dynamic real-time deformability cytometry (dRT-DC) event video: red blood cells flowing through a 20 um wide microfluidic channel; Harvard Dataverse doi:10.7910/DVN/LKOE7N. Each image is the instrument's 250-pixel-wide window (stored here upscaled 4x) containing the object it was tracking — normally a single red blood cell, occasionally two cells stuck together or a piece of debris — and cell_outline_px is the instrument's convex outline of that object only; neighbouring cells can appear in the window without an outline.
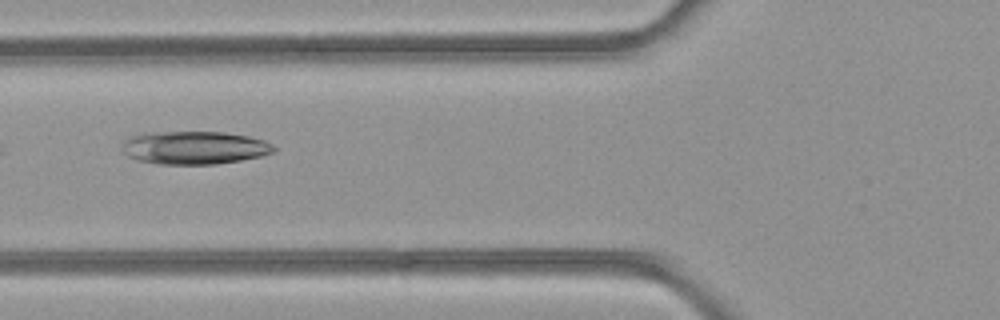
{"species": "common noctule bat (a hibernating species)", "species_latin": "Nyctalus noctula", "temperature_condition": "room temperature", "stored_images_in_passage": 2, "camera_frame_rate_fps": 3000, "um_per_image_px": 0.085, "animal": {"sex": "female", "body_mass_g": 21.9}, "frame": {"image": 1, "passage_image": 2, "time_ms": 0.333, "image_size_px": [1000, 320], "cell_outline_px": [[276, 148], [272, 152], [264, 156], [216, 164], [160, 164], [140, 160], [128, 156], [124, 152], [120, 144], [128, 136], [144, 132], [224, 132], [248, 136], [264, 140], [272, 144]], "centroid_in_image_um": [16.5, 12.54], "position_along_channel_um": 109.3, "area_um2": 29.42}}